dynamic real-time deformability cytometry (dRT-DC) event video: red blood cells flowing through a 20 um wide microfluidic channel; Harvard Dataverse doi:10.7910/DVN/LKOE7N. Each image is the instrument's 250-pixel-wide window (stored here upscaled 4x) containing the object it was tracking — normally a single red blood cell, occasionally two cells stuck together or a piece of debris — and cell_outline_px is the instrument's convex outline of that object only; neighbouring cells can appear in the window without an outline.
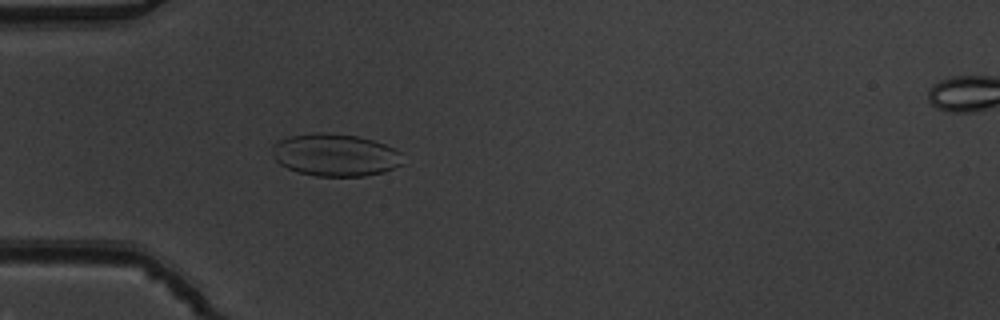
{"species": "common noctule bat (a hibernating species)", "species_latin": "Nyctalus noctula", "temperature_condition": "warm", "stored_images_in_passage": 46, "camera_frame_rate_fps": 3000, "um_per_image_px": 0.085, "animal": {"sex": "male", "body_mass_g": 19.5, "forearm_length_mm": 54.6}, "frame": {"image": 1, "passage_image": 16, "time_ms": 5.0, "image_size_px": [1000, 320], "cell_outline_px": [[404, 164], [384, 172], [364, 176], [316, 176], [296, 172], [280, 164], [276, 160], [272, 152], [272, 144], [280, 140], [292, 136], [316, 132], [328, 132], [356, 136], [372, 140], [384, 144], [400, 152]], "centroid_in_image_um": [28.5, 13.18], "position_along_channel_um": 56.5, "area_um2": 32.31}}
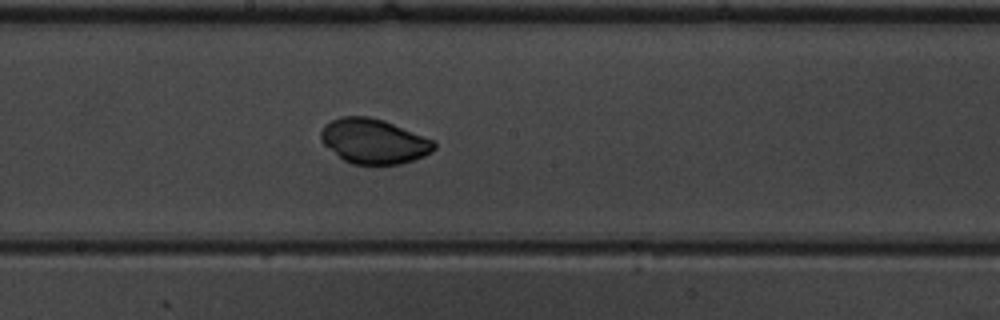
{"frame": {"image": 2, "passage_image": 29, "time_ms": 9.333, "image_size_px": [1000, 320], "cell_outline_px": [[436, 148], [432, 152], [424, 156], [400, 164], [352, 164], [344, 160], [324, 144], [320, 140], [320, 132], [324, 124], [340, 116], [368, 116], [384, 120], [436, 140]], "centroid_in_image_um": [31.79, 11.99], "position_along_channel_um": 216.4, "area_um2": 29.77}}
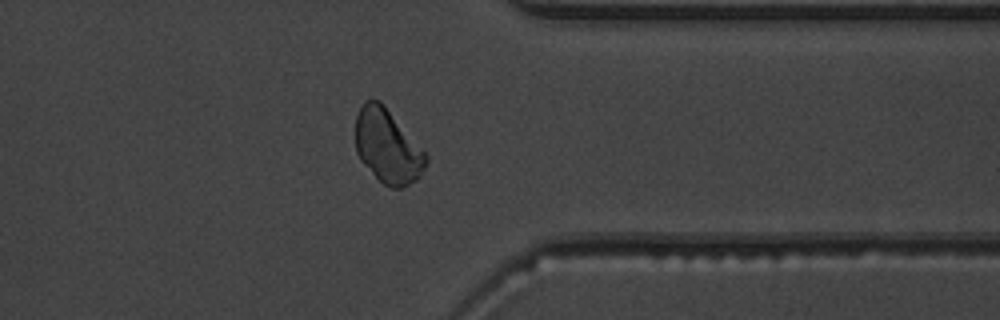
{"frame": {"image": 3, "passage_image": 42, "time_ms": 13.667, "image_size_px": [1000, 320], "cell_outline_px": [[428, 160], [420, 176], [416, 180], [400, 188], [392, 188], [384, 184], [360, 160], [356, 152], [356, 116], [364, 100], [380, 100], [428, 156]], "centroid_in_image_um": [32.93, 12.43], "position_along_channel_um": 378.5, "area_um2": 29.88}}